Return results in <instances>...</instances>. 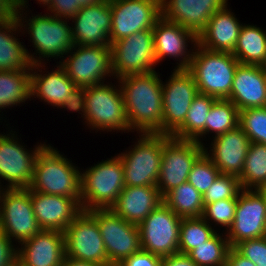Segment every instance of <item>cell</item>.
Listing matches in <instances>:
<instances>
[{
    "label": "cell",
    "mask_w": 266,
    "mask_h": 266,
    "mask_svg": "<svg viewBox=\"0 0 266 266\" xmlns=\"http://www.w3.org/2000/svg\"><path fill=\"white\" fill-rule=\"evenodd\" d=\"M160 72L127 75L117 79L130 129L163 134V92Z\"/></svg>",
    "instance_id": "obj_1"
},
{
    "label": "cell",
    "mask_w": 266,
    "mask_h": 266,
    "mask_svg": "<svg viewBox=\"0 0 266 266\" xmlns=\"http://www.w3.org/2000/svg\"><path fill=\"white\" fill-rule=\"evenodd\" d=\"M28 6L30 7L28 0H18L16 19L22 34H28L32 43L30 46L35 49L33 53L31 50L27 51L31 64H46L53 58H59V62L55 63H60L75 46L69 20L58 18L48 12H44L43 15L42 12L33 14Z\"/></svg>",
    "instance_id": "obj_2"
},
{
    "label": "cell",
    "mask_w": 266,
    "mask_h": 266,
    "mask_svg": "<svg viewBox=\"0 0 266 266\" xmlns=\"http://www.w3.org/2000/svg\"><path fill=\"white\" fill-rule=\"evenodd\" d=\"M51 145L46 144L37 154L29 189L74 198L81 205L80 167Z\"/></svg>",
    "instance_id": "obj_3"
},
{
    "label": "cell",
    "mask_w": 266,
    "mask_h": 266,
    "mask_svg": "<svg viewBox=\"0 0 266 266\" xmlns=\"http://www.w3.org/2000/svg\"><path fill=\"white\" fill-rule=\"evenodd\" d=\"M83 170V171H82ZM125 187L122 159L115 154L80 170L81 208L109 209Z\"/></svg>",
    "instance_id": "obj_4"
},
{
    "label": "cell",
    "mask_w": 266,
    "mask_h": 266,
    "mask_svg": "<svg viewBox=\"0 0 266 266\" xmlns=\"http://www.w3.org/2000/svg\"><path fill=\"white\" fill-rule=\"evenodd\" d=\"M85 87V119L83 125L96 133L132 132L125 112L124 100L118 80ZM110 82V83H109ZM116 84V86H115ZM118 84V85H117ZM118 86V87H117Z\"/></svg>",
    "instance_id": "obj_5"
},
{
    "label": "cell",
    "mask_w": 266,
    "mask_h": 266,
    "mask_svg": "<svg viewBox=\"0 0 266 266\" xmlns=\"http://www.w3.org/2000/svg\"><path fill=\"white\" fill-rule=\"evenodd\" d=\"M239 64L232 53L208 50L197 43L187 70L193 75L199 93L227 99Z\"/></svg>",
    "instance_id": "obj_6"
},
{
    "label": "cell",
    "mask_w": 266,
    "mask_h": 266,
    "mask_svg": "<svg viewBox=\"0 0 266 266\" xmlns=\"http://www.w3.org/2000/svg\"><path fill=\"white\" fill-rule=\"evenodd\" d=\"M139 138L125 152L122 159L125 186L157 185L163 153V134L138 133ZM128 150V151H127Z\"/></svg>",
    "instance_id": "obj_7"
},
{
    "label": "cell",
    "mask_w": 266,
    "mask_h": 266,
    "mask_svg": "<svg viewBox=\"0 0 266 266\" xmlns=\"http://www.w3.org/2000/svg\"><path fill=\"white\" fill-rule=\"evenodd\" d=\"M8 125L5 127L8 131L0 133V185L5 189L29 188L37 154L47 143L38 142L33 150L27 149L18 138V131Z\"/></svg>",
    "instance_id": "obj_8"
},
{
    "label": "cell",
    "mask_w": 266,
    "mask_h": 266,
    "mask_svg": "<svg viewBox=\"0 0 266 266\" xmlns=\"http://www.w3.org/2000/svg\"><path fill=\"white\" fill-rule=\"evenodd\" d=\"M110 47L114 79L156 71L153 28L117 40Z\"/></svg>",
    "instance_id": "obj_9"
},
{
    "label": "cell",
    "mask_w": 266,
    "mask_h": 266,
    "mask_svg": "<svg viewBox=\"0 0 266 266\" xmlns=\"http://www.w3.org/2000/svg\"><path fill=\"white\" fill-rule=\"evenodd\" d=\"M59 64L78 87L94 86L114 79L110 46L75 45Z\"/></svg>",
    "instance_id": "obj_10"
},
{
    "label": "cell",
    "mask_w": 266,
    "mask_h": 266,
    "mask_svg": "<svg viewBox=\"0 0 266 266\" xmlns=\"http://www.w3.org/2000/svg\"><path fill=\"white\" fill-rule=\"evenodd\" d=\"M0 230L18 246L41 231L29 188L3 189L0 197Z\"/></svg>",
    "instance_id": "obj_11"
},
{
    "label": "cell",
    "mask_w": 266,
    "mask_h": 266,
    "mask_svg": "<svg viewBox=\"0 0 266 266\" xmlns=\"http://www.w3.org/2000/svg\"><path fill=\"white\" fill-rule=\"evenodd\" d=\"M99 226L108 261L117 266L124 259L142 250L139 227L109 209L88 211Z\"/></svg>",
    "instance_id": "obj_12"
},
{
    "label": "cell",
    "mask_w": 266,
    "mask_h": 266,
    "mask_svg": "<svg viewBox=\"0 0 266 266\" xmlns=\"http://www.w3.org/2000/svg\"><path fill=\"white\" fill-rule=\"evenodd\" d=\"M203 153L204 146L194 140L163 135L162 162L156 185L162 197L188 181L193 164Z\"/></svg>",
    "instance_id": "obj_13"
},
{
    "label": "cell",
    "mask_w": 266,
    "mask_h": 266,
    "mask_svg": "<svg viewBox=\"0 0 266 266\" xmlns=\"http://www.w3.org/2000/svg\"><path fill=\"white\" fill-rule=\"evenodd\" d=\"M181 219L161 203L138 225L142 250L162 258L179 253Z\"/></svg>",
    "instance_id": "obj_14"
},
{
    "label": "cell",
    "mask_w": 266,
    "mask_h": 266,
    "mask_svg": "<svg viewBox=\"0 0 266 266\" xmlns=\"http://www.w3.org/2000/svg\"><path fill=\"white\" fill-rule=\"evenodd\" d=\"M163 92V135L172 136L184 123L192 101L199 93L193 75L187 69H173ZM168 79V80H167Z\"/></svg>",
    "instance_id": "obj_15"
},
{
    "label": "cell",
    "mask_w": 266,
    "mask_h": 266,
    "mask_svg": "<svg viewBox=\"0 0 266 266\" xmlns=\"http://www.w3.org/2000/svg\"><path fill=\"white\" fill-rule=\"evenodd\" d=\"M67 257L111 266L96 219L82 210L64 231Z\"/></svg>",
    "instance_id": "obj_16"
},
{
    "label": "cell",
    "mask_w": 266,
    "mask_h": 266,
    "mask_svg": "<svg viewBox=\"0 0 266 266\" xmlns=\"http://www.w3.org/2000/svg\"><path fill=\"white\" fill-rule=\"evenodd\" d=\"M110 43L154 27L161 17V0H110Z\"/></svg>",
    "instance_id": "obj_17"
},
{
    "label": "cell",
    "mask_w": 266,
    "mask_h": 266,
    "mask_svg": "<svg viewBox=\"0 0 266 266\" xmlns=\"http://www.w3.org/2000/svg\"><path fill=\"white\" fill-rule=\"evenodd\" d=\"M230 246L266 236V203L257 189H242L238 195L233 224L225 233Z\"/></svg>",
    "instance_id": "obj_18"
},
{
    "label": "cell",
    "mask_w": 266,
    "mask_h": 266,
    "mask_svg": "<svg viewBox=\"0 0 266 266\" xmlns=\"http://www.w3.org/2000/svg\"><path fill=\"white\" fill-rule=\"evenodd\" d=\"M153 40L157 65H161L162 60L171 58L177 61L174 69L189 68L198 43L197 36L192 31L161 16L153 27Z\"/></svg>",
    "instance_id": "obj_19"
},
{
    "label": "cell",
    "mask_w": 266,
    "mask_h": 266,
    "mask_svg": "<svg viewBox=\"0 0 266 266\" xmlns=\"http://www.w3.org/2000/svg\"><path fill=\"white\" fill-rule=\"evenodd\" d=\"M71 20L75 45L111 46L112 11L110 0L82 7Z\"/></svg>",
    "instance_id": "obj_20"
},
{
    "label": "cell",
    "mask_w": 266,
    "mask_h": 266,
    "mask_svg": "<svg viewBox=\"0 0 266 266\" xmlns=\"http://www.w3.org/2000/svg\"><path fill=\"white\" fill-rule=\"evenodd\" d=\"M250 143L245 132L237 126L231 131L212 138L211 143H208L210 145L204 144L203 146L204 153L221 174L239 177L244 168Z\"/></svg>",
    "instance_id": "obj_21"
},
{
    "label": "cell",
    "mask_w": 266,
    "mask_h": 266,
    "mask_svg": "<svg viewBox=\"0 0 266 266\" xmlns=\"http://www.w3.org/2000/svg\"><path fill=\"white\" fill-rule=\"evenodd\" d=\"M30 196L33 211L41 230L64 232L82 211L81 205L74 198L31 190Z\"/></svg>",
    "instance_id": "obj_22"
},
{
    "label": "cell",
    "mask_w": 266,
    "mask_h": 266,
    "mask_svg": "<svg viewBox=\"0 0 266 266\" xmlns=\"http://www.w3.org/2000/svg\"><path fill=\"white\" fill-rule=\"evenodd\" d=\"M227 3L228 0H161V16L198 37L210 17Z\"/></svg>",
    "instance_id": "obj_23"
},
{
    "label": "cell",
    "mask_w": 266,
    "mask_h": 266,
    "mask_svg": "<svg viewBox=\"0 0 266 266\" xmlns=\"http://www.w3.org/2000/svg\"><path fill=\"white\" fill-rule=\"evenodd\" d=\"M46 66L47 63L46 65H31L30 101L38 98L39 101L58 109L65 102L68 94L76 88V85L59 63L50 72L48 68H45Z\"/></svg>",
    "instance_id": "obj_24"
},
{
    "label": "cell",
    "mask_w": 266,
    "mask_h": 266,
    "mask_svg": "<svg viewBox=\"0 0 266 266\" xmlns=\"http://www.w3.org/2000/svg\"><path fill=\"white\" fill-rule=\"evenodd\" d=\"M64 232L41 230L18 246V266H62Z\"/></svg>",
    "instance_id": "obj_25"
},
{
    "label": "cell",
    "mask_w": 266,
    "mask_h": 266,
    "mask_svg": "<svg viewBox=\"0 0 266 266\" xmlns=\"http://www.w3.org/2000/svg\"><path fill=\"white\" fill-rule=\"evenodd\" d=\"M230 100L239 111L266 107L265 71L262 66L239 64L233 78Z\"/></svg>",
    "instance_id": "obj_26"
},
{
    "label": "cell",
    "mask_w": 266,
    "mask_h": 266,
    "mask_svg": "<svg viewBox=\"0 0 266 266\" xmlns=\"http://www.w3.org/2000/svg\"><path fill=\"white\" fill-rule=\"evenodd\" d=\"M243 24L227 3L210 17L197 37L198 44L208 50L233 53Z\"/></svg>",
    "instance_id": "obj_27"
},
{
    "label": "cell",
    "mask_w": 266,
    "mask_h": 266,
    "mask_svg": "<svg viewBox=\"0 0 266 266\" xmlns=\"http://www.w3.org/2000/svg\"><path fill=\"white\" fill-rule=\"evenodd\" d=\"M163 203L156 185L125 186L110 209L129 223L139 225Z\"/></svg>",
    "instance_id": "obj_28"
},
{
    "label": "cell",
    "mask_w": 266,
    "mask_h": 266,
    "mask_svg": "<svg viewBox=\"0 0 266 266\" xmlns=\"http://www.w3.org/2000/svg\"><path fill=\"white\" fill-rule=\"evenodd\" d=\"M21 35L16 18L0 23V71L31 70L28 48L18 38Z\"/></svg>",
    "instance_id": "obj_29"
},
{
    "label": "cell",
    "mask_w": 266,
    "mask_h": 266,
    "mask_svg": "<svg viewBox=\"0 0 266 266\" xmlns=\"http://www.w3.org/2000/svg\"><path fill=\"white\" fill-rule=\"evenodd\" d=\"M232 55L240 64L262 66L266 61V30L244 23Z\"/></svg>",
    "instance_id": "obj_30"
},
{
    "label": "cell",
    "mask_w": 266,
    "mask_h": 266,
    "mask_svg": "<svg viewBox=\"0 0 266 266\" xmlns=\"http://www.w3.org/2000/svg\"><path fill=\"white\" fill-rule=\"evenodd\" d=\"M31 70L0 71V113L30 101ZM20 104V105H19ZM4 114H0L2 124ZM2 120V121H1Z\"/></svg>",
    "instance_id": "obj_31"
},
{
    "label": "cell",
    "mask_w": 266,
    "mask_h": 266,
    "mask_svg": "<svg viewBox=\"0 0 266 266\" xmlns=\"http://www.w3.org/2000/svg\"><path fill=\"white\" fill-rule=\"evenodd\" d=\"M217 98L206 94L198 93L192 101L187 112L183 125L172 135L181 140H194L200 145H204L205 124L208 113ZM202 138V139H201Z\"/></svg>",
    "instance_id": "obj_32"
},
{
    "label": "cell",
    "mask_w": 266,
    "mask_h": 266,
    "mask_svg": "<svg viewBox=\"0 0 266 266\" xmlns=\"http://www.w3.org/2000/svg\"><path fill=\"white\" fill-rule=\"evenodd\" d=\"M163 202L181 218L201 217L203 195L188 181L169 191Z\"/></svg>",
    "instance_id": "obj_33"
},
{
    "label": "cell",
    "mask_w": 266,
    "mask_h": 266,
    "mask_svg": "<svg viewBox=\"0 0 266 266\" xmlns=\"http://www.w3.org/2000/svg\"><path fill=\"white\" fill-rule=\"evenodd\" d=\"M239 125V110L228 99H217L209 113L205 124V139L215 138L235 129ZM212 135L210 137V135ZM207 135V137H206Z\"/></svg>",
    "instance_id": "obj_34"
},
{
    "label": "cell",
    "mask_w": 266,
    "mask_h": 266,
    "mask_svg": "<svg viewBox=\"0 0 266 266\" xmlns=\"http://www.w3.org/2000/svg\"><path fill=\"white\" fill-rule=\"evenodd\" d=\"M238 179L242 189H258L266 185V144L250 143Z\"/></svg>",
    "instance_id": "obj_35"
},
{
    "label": "cell",
    "mask_w": 266,
    "mask_h": 266,
    "mask_svg": "<svg viewBox=\"0 0 266 266\" xmlns=\"http://www.w3.org/2000/svg\"><path fill=\"white\" fill-rule=\"evenodd\" d=\"M230 248L226 234L217 231L208 241L198 245L187 255L198 266H226Z\"/></svg>",
    "instance_id": "obj_36"
},
{
    "label": "cell",
    "mask_w": 266,
    "mask_h": 266,
    "mask_svg": "<svg viewBox=\"0 0 266 266\" xmlns=\"http://www.w3.org/2000/svg\"><path fill=\"white\" fill-rule=\"evenodd\" d=\"M216 232L202 217L182 218L179 253L188 254L198 245L208 241Z\"/></svg>",
    "instance_id": "obj_37"
},
{
    "label": "cell",
    "mask_w": 266,
    "mask_h": 266,
    "mask_svg": "<svg viewBox=\"0 0 266 266\" xmlns=\"http://www.w3.org/2000/svg\"><path fill=\"white\" fill-rule=\"evenodd\" d=\"M238 199H224L204 206L202 218L216 231L226 233L233 224ZM219 228H218V227Z\"/></svg>",
    "instance_id": "obj_38"
},
{
    "label": "cell",
    "mask_w": 266,
    "mask_h": 266,
    "mask_svg": "<svg viewBox=\"0 0 266 266\" xmlns=\"http://www.w3.org/2000/svg\"><path fill=\"white\" fill-rule=\"evenodd\" d=\"M251 143L266 144V107L239 111V125Z\"/></svg>",
    "instance_id": "obj_39"
},
{
    "label": "cell",
    "mask_w": 266,
    "mask_h": 266,
    "mask_svg": "<svg viewBox=\"0 0 266 266\" xmlns=\"http://www.w3.org/2000/svg\"><path fill=\"white\" fill-rule=\"evenodd\" d=\"M220 174L212 160L203 153L193 164L188 182L204 195Z\"/></svg>",
    "instance_id": "obj_40"
},
{
    "label": "cell",
    "mask_w": 266,
    "mask_h": 266,
    "mask_svg": "<svg viewBox=\"0 0 266 266\" xmlns=\"http://www.w3.org/2000/svg\"><path fill=\"white\" fill-rule=\"evenodd\" d=\"M241 190L237 176L220 174L203 195L204 206L224 199H238Z\"/></svg>",
    "instance_id": "obj_41"
},
{
    "label": "cell",
    "mask_w": 266,
    "mask_h": 266,
    "mask_svg": "<svg viewBox=\"0 0 266 266\" xmlns=\"http://www.w3.org/2000/svg\"><path fill=\"white\" fill-rule=\"evenodd\" d=\"M234 248L256 266H266V236L244 240Z\"/></svg>",
    "instance_id": "obj_42"
},
{
    "label": "cell",
    "mask_w": 266,
    "mask_h": 266,
    "mask_svg": "<svg viewBox=\"0 0 266 266\" xmlns=\"http://www.w3.org/2000/svg\"><path fill=\"white\" fill-rule=\"evenodd\" d=\"M0 266H18V245L14 244L1 230Z\"/></svg>",
    "instance_id": "obj_43"
},
{
    "label": "cell",
    "mask_w": 266,
    "mask_h": 266,
    "mask_svg": "<svg viewBox=\"0 0 266 266\" xmlns=\"http://www.w3.org/2000/svg\"><path fill=\"white\" fill-rule=\"evenodd\" d=\"M59 109H66L75 113L78 112L81 114V117L84 121L86 109H85V87H78L68 94L65 102L61 105Z\"/></svg>",
    "instance_id": "obj_44"
},
{
    "label": "cell",
    "mask_w": 266,
    "mask_h": 266,
    "mask_svg": "<svg viewBox=\"0 0 266 266\" xmlns=\"http://www.w3.org/2000/svg\"><path fill=\"white\" fill-rule=\"evenodd\" d=\"M81 8L79 4H74V0H52L46 11L58 18L70 20Z\"/></svg>",
    "instance_id": "obj_45"
},
{
    "label": "cell",
    "mask_w": 266,
    "mask_h": 266,
    "mask_svg": "<svg viewBox=\"0 0 266 266\" xmlns=\"http://www.w3.org/2000/svg\"><path fill=\"white\" fill-rule=\"evenodd\" d=\"M162 257L154 255L150 252L140 250L139 252L124 259L117 266H161Z\"/></svg>",
    "instance_id": "obj_46"
},
{
    "label": "cell",
    "mask_w": 266,
    "mask_h": 266,
    "mask_svg": "<svg viewBox=\"0 0 266 266\" xmlns=\"http://www.w3.org/2000/svg\"><path fill=\"white\" fill-rule=\"evenodd\" d=\"M18 0H0V23L16 18Z\"/></svg>",
    "instance_id": "obj_47"
},
{
    "label": "cell",
    "mask_w": 266,
    "mask_h": 266,
    "mask_svg": "<svg viewBox=\"0 0 266 266\" xmlns=\"http://www.w3.org/2000/svg\"><path fill=\"white\" fill-rule=\"evenodd\" d=\"M161 266H198L187 254L176 253L162 258Z\"/></svg>",
    "instance_id": "obj_48"
},
{
    "label": "cell",
    "mask_w": 266,
    "mask_h": 266,
    "mask_svg": "<svg viewBox=\"0 0 266 266\" xmlns=\"http://www.w3.org/2000/svg\"><path fill=\"white\" fill-rule=\"evenodd\" d=\"M226 266H256L249 259L231 247L227 256Z\"/></svg>",
    "instance_id": "obj_49"
},
{
    "label": "cell",
    "mask_w": 266,
    "mask_h": 266,
    "mask_svg": "<svg viewBox=\"0 0 266 266\" xmlns=\"http://www.w3.org/2000/svg\"><path fill=\"white\" fill-rule=\"evenodd\" d=\"M62 266H102V265L97 264V263L87 262V261L76 260V259L67 257L65 255Z\"/></svg>",
    "instance_id": "obj_50"
},
{
    "label": "cell",
    "mask_w": 266,
    "mask_h": 266,
    "mask_svg": "<svg viewBox=\"0 0 266 266\" xmlns=\"http://www.w3.org/2000/svg\"><path fill=\"white\" fill-rule=\"evenodd\" d=\"M103 0H74V4H79L81 7L89 6V5H94Z\"/></svg>",
    "instance_id": "obj_51"
},
{
    "label": "cell",
    "mask_w": 266,
    "mask_h": 266,
    "mask_svg": "<svg viewBox=\"0 0 266 266\" xmlns=\"http://www.w3.org/2000/svg\"><path fill=\"white\" fill-rule=\"evenodd\" d=\"M35 1L40 4V7L41 6L44 8L46 7L45 9H47L52 2V0H35Z\"/></svg>",
    "instance_id": "obj_52"
},
{
    "label": "cell",
    "mask_w": 266,
    "mask_h": 266,
    "mask_svg": "<svg viewBox=\"0 0 266 266\" xmlns=\"http://www.w3.org/2000/svg\"><path fill=\"white\" fill-rule=\"evenodd\" d=\"M261 195L264 197L265 203H266V185H263L257 189Z\"/></svg>",
    "instance_id": "obj_53"
},
{
    "label": "cell",
    "mask_w": 266,
    "mask_h": 266,
    "mask_svg": "<svg viewBox=\"0 0 266 266\" xmlns=\"http://www.w3.org/2000/svg\"><path fill=\"white\" fill-rule=\"evenodd\" d=\"M262 68H263V70H264L265 73H266V61H265L264 64L262 65Z\"/></svg>",
    "instance_id": "obj_54"
},
{
    "label": "cell",
    "mask_w": 266,
    "mask_h": 266,
    "mask_svg": "<svg viewBox=\"0 0 266 266\" xmlns=\"http://www.w3.org/2000/svg\"><path fill=\"white\" fill-rule=\"evenodd\" d=\"M3 189L4 188L0 185V197H1V193H2Z\"/></svg>",
    "instance_id": "obj_55"
}]
</instances>
